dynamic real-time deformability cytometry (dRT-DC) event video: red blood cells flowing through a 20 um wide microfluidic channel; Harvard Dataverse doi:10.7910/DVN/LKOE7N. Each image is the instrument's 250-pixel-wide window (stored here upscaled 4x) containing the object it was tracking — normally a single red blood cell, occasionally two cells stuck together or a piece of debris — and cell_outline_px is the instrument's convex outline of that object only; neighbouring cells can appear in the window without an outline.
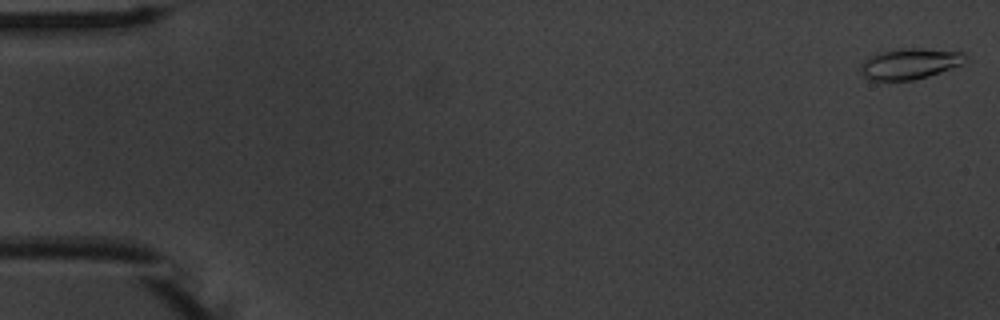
{"species": "common noctule bat (a hibernating species)", "species_latin": "Nyctalus noctula", "temperature_condition": "warm", "stored_images_in_passage": 9, "camera_frame_rate_fps": 3000, "um_per_image_px": 0.085, "animal": {"sex": "male", "body_mass_g": 20.1, "forearm_length_mm": 53.5}, "frame": {"image": 1, "passage_image": 1, "time_ms": 0.0, "image_size_px": [1000, 320], "cell_outline_px": [[964, 64], [928, 76], [912, 80], [868, 80], [860, 72], [860, 64], [868, 56], [880, 52], [908, 48], [920, 48], [964, 52]], "centroid_in_image_um": [77.29, 5.42], "position_along_channel_um": 7.7, "area_um2": 18.73}}